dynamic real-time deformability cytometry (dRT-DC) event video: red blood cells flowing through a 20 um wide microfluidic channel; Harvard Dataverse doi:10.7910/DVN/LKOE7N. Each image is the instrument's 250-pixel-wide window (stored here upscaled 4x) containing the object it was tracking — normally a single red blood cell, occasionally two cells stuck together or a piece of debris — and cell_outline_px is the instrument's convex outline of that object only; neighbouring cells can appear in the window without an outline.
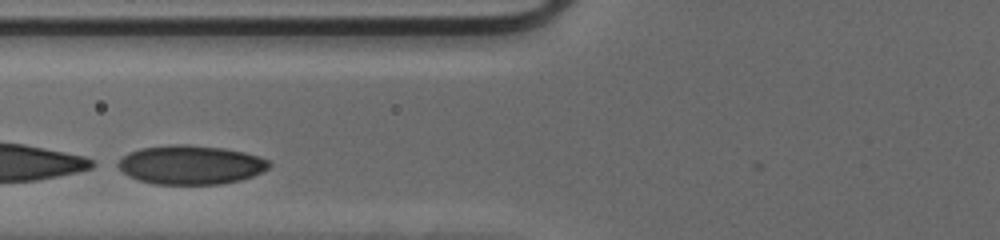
{"species": "human", "species_latin": "Homo sapiens", "temperature_condition": "cold", "stored_images_in_passage": 25, "camera_frame_rate_fps": 3000, "um_per_image_px": 0.085, "donor": {"sex": "male"}, "frame": {"image": 1, "passage_image": 5, "time_ms": 1.333, "image_size_px": [1000, 240], "cell_outline_px": [[272, 164], [268, 168], [252, 176], [240, 180], [220, 184], [152, 184], [128, 176], [112, 164], [128, 152], [140, 148], [168, 144], [188, 144], [224, 148], [244, 152], [268, 160]], "centroid_in_image_um": [16.13, 14.0], "position_along_channel_um": 109.7, "area_um2": 34.68}}
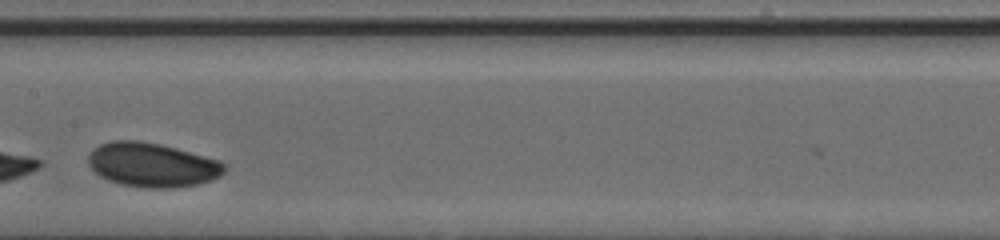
{"frame": {"image": 2, "passage_image": 11, "time_ms": 3.333, "image_size_px": [1000, 240], "cell_outline_px": [[228, 168], [220, 176], [196, 184], [168, 188], [148, 188], [120, 184], [108, 180], [100, 176], [88, 164], [88, 156], [100, 144], [112, 140], [140, 140], [160, 144], [176, 148], [220, 160], [228, 164]], "centroid_in_image_um": [12.96, 14.0], "position_along_channel_um": 194.4, "area_um2": 35.03}}
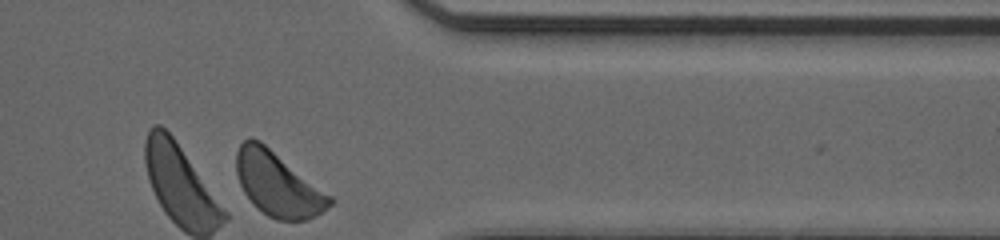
{"frame": {"image": 3, "passage_image": 25, "time_ms": 8.0, "image_size_px": [1000, 240], "cell_outline_px": [[336, 200], [332, 204], [316, 216], [308, 220], [276, 220], [268, 216], [256, 208], [252, 204], [244, 192], [240, 184], [236, 172], [236, 152], [240, 144], [244, 140], [260, 140], [332, 196]], "centroid_in_image_um": [23.62, 15.68], "position_along_channel_um": 387.8, "area_um2": 34.85}}